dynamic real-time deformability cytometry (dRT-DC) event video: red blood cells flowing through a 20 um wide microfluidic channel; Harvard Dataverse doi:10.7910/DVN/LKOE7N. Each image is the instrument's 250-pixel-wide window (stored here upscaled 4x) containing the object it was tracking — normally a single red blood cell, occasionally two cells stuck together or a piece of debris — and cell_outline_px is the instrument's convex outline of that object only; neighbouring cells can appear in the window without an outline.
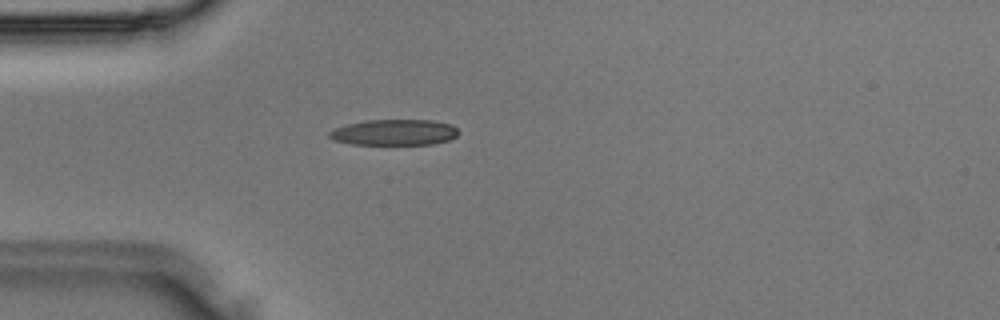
{"species": "Egyptian fruit bat (a non-hibernating species)", "species_latin": "Rousettus aegyptiacus", "temperature_condition": "room temperature", "stored_images_in_passage": 36, "camera_frame_rate_fps": 3000, "um_per_image_px": 0.085, "animal": {"sex": "male"}, "frame": {"image": 1, "passage_image": 10, "time_ms": 3.0, "image_size_px": [1000, 320], "cell_outline_px": [[460, 132], [456, 136], [448, 140], [432, 144], [352, 144], [332, 140], [328, 136], [328, 132], [332, 128], [348, 124], [368, 120], [432, 120], [452, 124]], "centroid_in_image_um": [33.5, 11.24], "position_along_channel_um": 51.5, "area_um2": 19.54}}
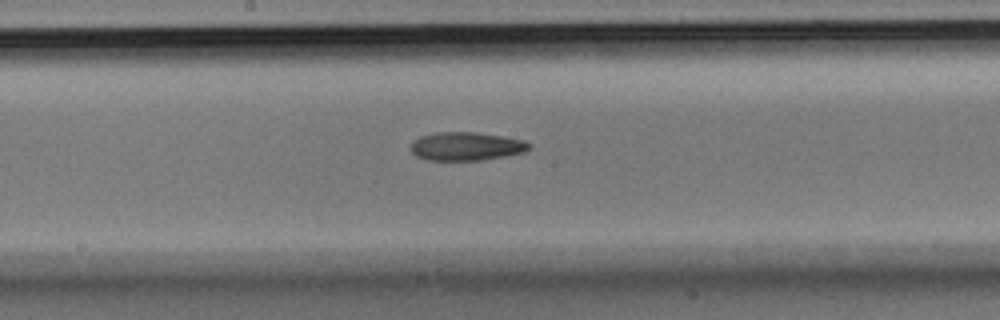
{"frame": {"image": 2, "passage_image": 19, "time_ms": 6.0, "image_size_px": [1000, 320], "cell_outline_px": [[532, 144], [524, 152], [504, 156], [480, 160], [428, 160], [416, 156], [408, 148], [412, 140], [420, 136], [436, 132], [476, 132], [504, 136], [524, 140]], "centroid_in_image_um": [39.58, 12.42], "position_along_channel_um": 208.6, "area_um2": 19.77}}
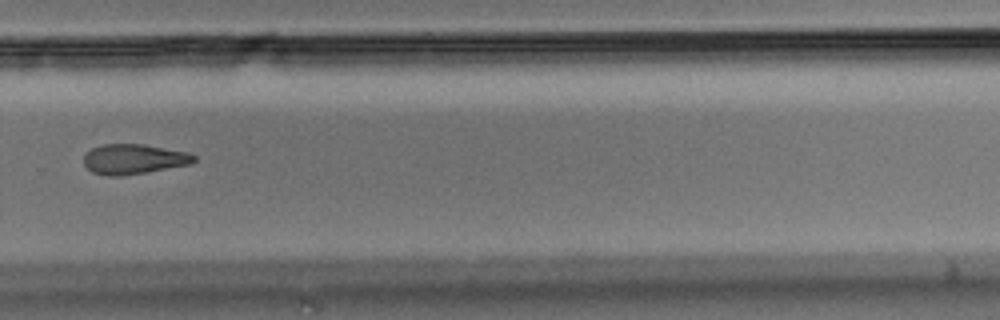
{"frame": {"image": 3, "passage_image": 25, "time_ms": 8.0, "image_size_px": [1000, 320], "cell_outline_px": [[196, 160], [192, 164], [148, 172], [120, 176], [108, 176], [92, 172], [84, 164], [84, 156], [92, 148], [104, 144], [144, 144], [188, 152], [196, 156]], "centroid_in_image_um": [11.4, 13.53], "position_along_channel_um": 318.4, "area_um2": 19.36}}